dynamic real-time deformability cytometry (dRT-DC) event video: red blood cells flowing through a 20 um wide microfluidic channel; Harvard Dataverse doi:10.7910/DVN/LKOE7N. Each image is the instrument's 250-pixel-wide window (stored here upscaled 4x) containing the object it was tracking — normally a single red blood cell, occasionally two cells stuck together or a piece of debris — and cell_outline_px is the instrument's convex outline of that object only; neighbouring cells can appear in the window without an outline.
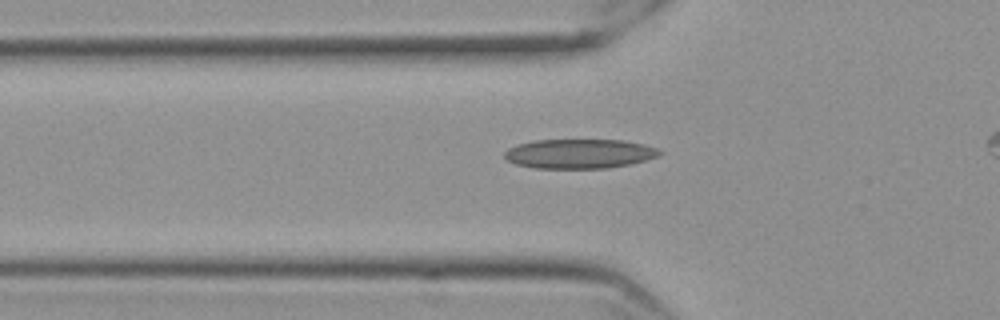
{"species": "Egyptian fruit bat (a non-hibernating species)", "species_latin": "Rousettus aegyptiacus", "temperature_condition": "cold", "stored_images_in_passage": 37, "camera_frame_rate_fps": 3000, "um_per_image_px": 0.085, "frame": {"image": 1, "passage_image": 6, "time_ms": 1.667, "image_size_px": [1000, 320], "cell_outline_px": [[664, 152], [656, 156], [644, 160], [628, 164], [608, 168], [536, 168], [516, 164], [508, 160], [504, 156], [504, 152], [508, 148], [516, 144], [532, 140], [624, 140], [656, 148]], "centroid_in_image_um": [49.19, 13.06], "position_along_channel_um": 76.6, "area_um2": 26.41}}
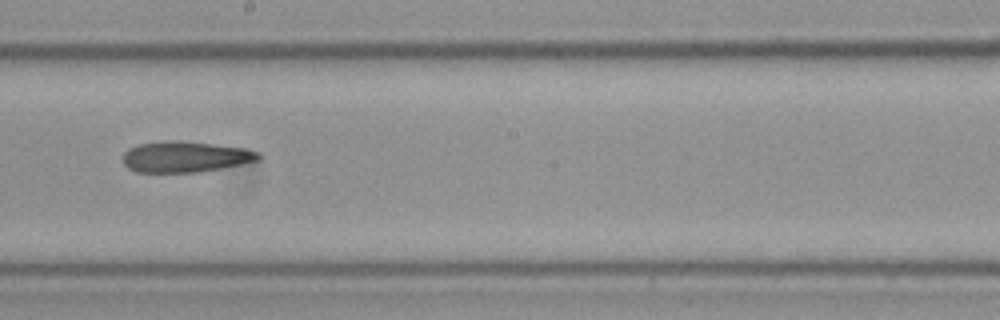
{"frame": {"image": 2, "passage_image": 19, "time_ms": 6.0, "image_size_px": [1000, 320], "cell_outline_px": [[260, 160], [200, 172], [136, 172], [128, 168], [124, 164], [124, 152], [128, 148], [140, 144], [172, 140], [176, 140], [212, 144], [244, 148], [256, 152], [260, 156]], "centroid_in_image_um": [15.72, 13.33], "position_along_channel_um": 232.5, "area_um2": 24.1}}
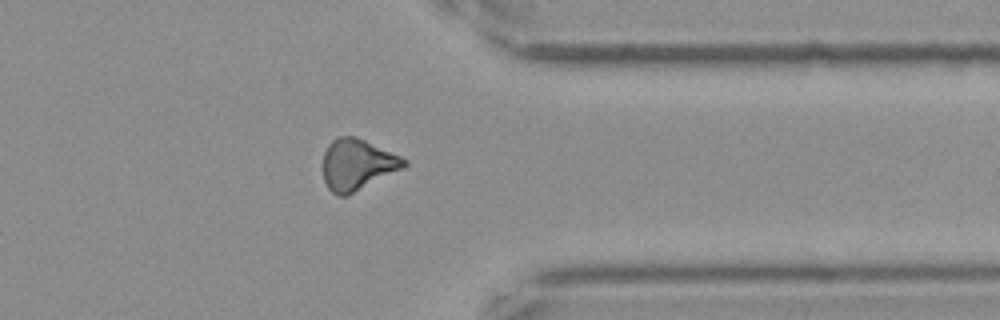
{"frame": {"image": 3, "passage_image": 32, "time_ms": 10.333, "image_size_px": [1000, 320], "cell_outline_px": [[408, 164], [404, 168], [348, 196], [340, 196], [332, 192], [328, 188], [324, 180], [324, 152], [328, 144], [336, 136], [356, 136], [400, 156], [408, 160]], "centroid_in_image_um": [30.38, 13.99], "position_along_channel_um": 381.0, "area_um2": 24.22}}